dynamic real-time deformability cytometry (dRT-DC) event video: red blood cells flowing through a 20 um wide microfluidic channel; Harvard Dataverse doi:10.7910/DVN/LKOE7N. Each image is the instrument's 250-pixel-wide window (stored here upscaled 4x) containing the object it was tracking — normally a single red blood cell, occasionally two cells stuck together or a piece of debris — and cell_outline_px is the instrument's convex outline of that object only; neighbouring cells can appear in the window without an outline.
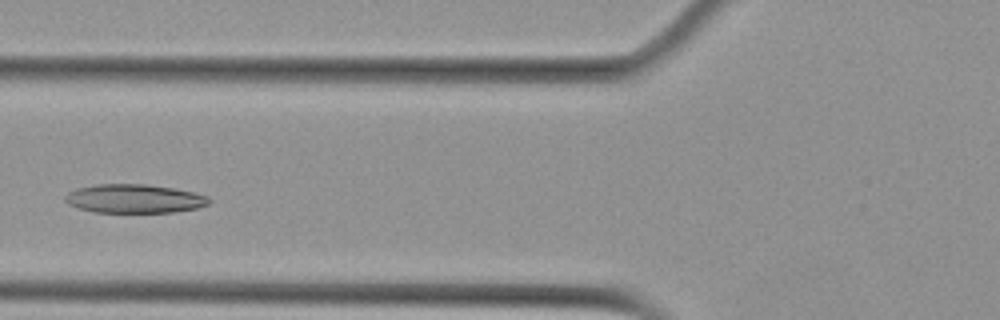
{"species": "Egyptian fruit bat (a non-hibernating species)", "species_latin": "Rousettus aegyptiacus", "temperature_condition": "cold", "stored_images_in_passage": 4, "camera_frame_rate_fps": 3000, "um_per_image_px": 0.085, "animal": {"sex": "female"}, "frame": {"image": 1, "passage_image": 4, "time_ms": 3.667, "image_size_px": [1000, 320], "cell_outline_px": [[212, 200], [208, 204], [196, 208], [172, 212], [92, 212], [68, 204], [64, 200], [64, 196], [68, 192], [76, 188], [96, 184], [148, 184], [172, 188], [192, 192], [208, 196]], "centroid_in_image_um": [11.39, 16.88], "position_along_channel_um": 114.4, "area_um2": 24.1}}